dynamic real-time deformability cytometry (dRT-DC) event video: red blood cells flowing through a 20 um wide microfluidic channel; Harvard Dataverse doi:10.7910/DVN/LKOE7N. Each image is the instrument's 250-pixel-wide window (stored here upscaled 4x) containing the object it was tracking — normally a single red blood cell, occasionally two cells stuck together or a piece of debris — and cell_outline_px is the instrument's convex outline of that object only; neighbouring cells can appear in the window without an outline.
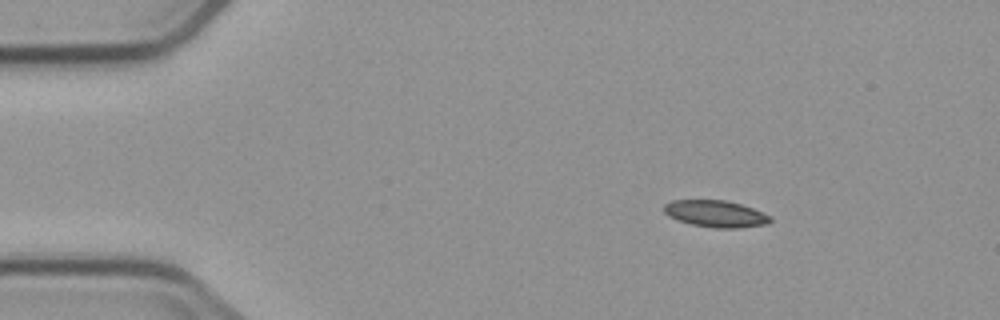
{"species": "common noctule bat (a hibernating species)", "species_latin": "Nyctalus noctula", "temperature_condition": "cold", "stored_images_in_passage": 5, "segment_of_instrument_passage": [1, 2], "camera_frame_rate_fps": 3000, "um_per_image_px": 0.085, "animal": {"sex": "male", "body_mass_g": 23.1, "forearm_length_mm": 52.7}, "frame": {"image": 1, "passage_image": 2, "time_ms": 1.0, "image_size_px": [1000, 320], "cell_outline_px": [[772, 220], [768, 224], [736, 228], [716, 228], [692, 224], [676, 220], [668, 216], [664, 212], [664, 204], [672, 200], [728, 200], [752, 208], [772, 216]], "centroid_in_image_um": [60.83, 18.17], "position_along_channel_um": 24.2, "area_um2": 16.65}}